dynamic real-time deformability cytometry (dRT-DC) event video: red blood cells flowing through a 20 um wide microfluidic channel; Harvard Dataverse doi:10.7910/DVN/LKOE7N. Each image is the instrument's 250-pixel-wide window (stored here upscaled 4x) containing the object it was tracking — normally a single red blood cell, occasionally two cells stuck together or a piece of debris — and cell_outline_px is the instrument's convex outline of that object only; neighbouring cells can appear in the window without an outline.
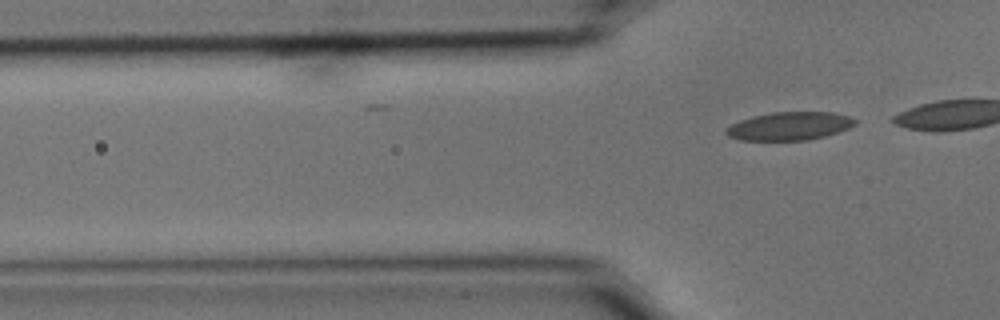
{"species": "common noctule bat (a hibernating species)", "species_latin": "Nyctalus noctula", "temperature_condition": "cold", "stored_images_in_passage": 11, "camera_frame_rate_fps": 3000, "um_per_image_px": 0.085, "animal": {"sex": "male", "body_mass_g": 15.6}, "frame": {"image": 1, "passage_image": 11, "time_ms": 3.333, "image_size_px": [1000, 320], "cell_outline_px": [[856, 124], [848, 128], [824, 136], [808, 140], [740, 140], [728, 136], [724, 132], [724, 128], [740, 120], [752, 116], [772, 112], [832, 112], [848, 116], [856, 120]], "centroid_in_image_um": [67.06, 10.71], "position_along_channel_um": 58.7, "area_um2": 21.15}}